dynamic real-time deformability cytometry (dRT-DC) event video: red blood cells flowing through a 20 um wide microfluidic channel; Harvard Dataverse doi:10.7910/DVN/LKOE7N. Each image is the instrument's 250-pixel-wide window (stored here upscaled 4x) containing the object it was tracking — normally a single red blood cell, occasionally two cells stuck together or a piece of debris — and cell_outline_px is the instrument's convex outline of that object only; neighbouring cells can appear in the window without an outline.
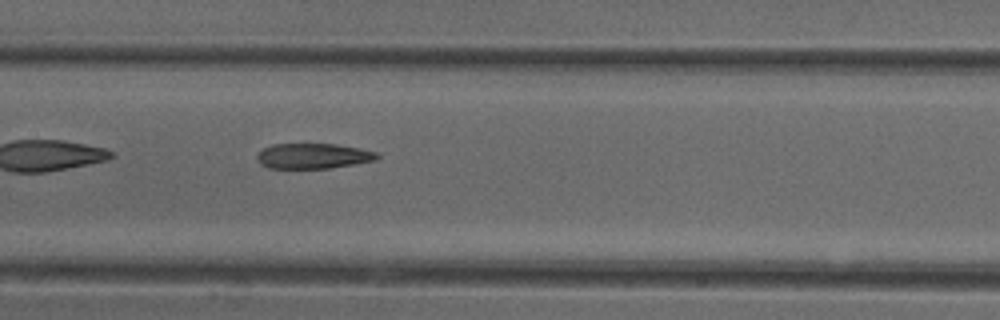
{"species": "common noctule bat (a hibernating species)", "species_latin": "Nyctalus noctula", "temperature_condition": "cold", "stored_images_in_passage": 31, "camera_frame_rate_fps": 3000, "um_per_image_px": 0.085, "animal": {"sex": "female"}, "frame": {"image": 1, "passage_image": 10, "time_ms": 3.0, "image_size_px": [1000, 320], "cell_outline_px": [[380, 156], [376, 160], [328, 168], [268, 168], [260, 164], [256, 160], [256, 156], [264, 148], [272, 144], [336, 144], [360, 148], [376, 152]], "centroid_in_image_um": [26.6, 13.25], "position_along_channel_um": 180.8, "area_um2": 17.63}}
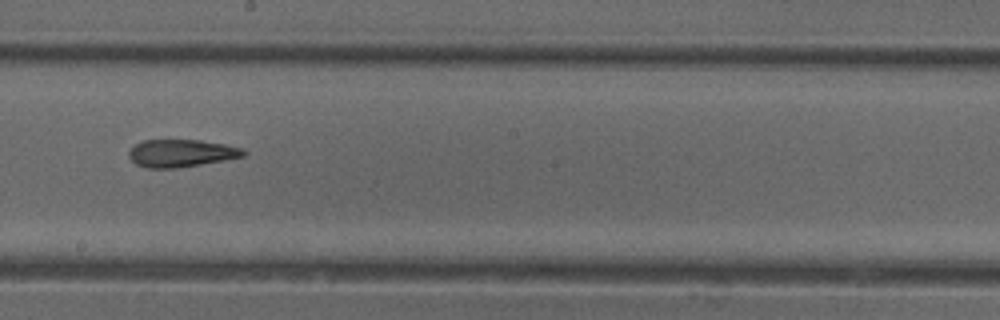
{"frame": {"image": 2, "passage_image": 14, "time_ms": 4.333, "image_size_px": [1000, 320], "cell_outline_px": [[248, 152], [244, 156], [224, 160], [176, 168], [144, 168], [136, 164], [128, 156], [128, 152], [136, 144], [144, 140], [200, 140], [224, 144], [244, 148]], "centroid_in_image_um": [15.41, 13.02], "position_along_channel_um": 232.8, "area_um2": 18.38}, "authors_computed_cell_mechanics": {"area_um2": 19.074, "velocity_mm_per_s": 3.9074, "shape_relaxation_time_tau1_ms": null, "shape_relaxation_time_tau2_ms": 5.5178, "deformation_change_tau1": null, "deformation_change_tau2": 0.1779}}